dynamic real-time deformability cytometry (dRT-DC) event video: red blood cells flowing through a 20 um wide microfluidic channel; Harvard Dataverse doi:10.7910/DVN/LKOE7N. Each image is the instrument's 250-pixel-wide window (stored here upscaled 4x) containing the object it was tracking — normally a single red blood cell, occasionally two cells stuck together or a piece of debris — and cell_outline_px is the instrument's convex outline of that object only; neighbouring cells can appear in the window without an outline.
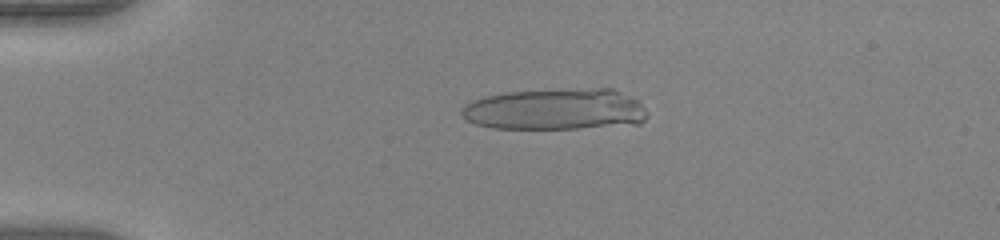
{"species": "human", "species_latin": "Homo sapiens", "temperature_condition": "warm", "stored_images_in_passage": 17, "camera_frame_rate_fps": 3000, "um_per_image_px": 0.085, "donor": {"sex": "female"}, "frame": {"image": 1, "passage_image": 10, "time_ms": 3.0, "image_size_px": [1000, 240], "cell_outline_px": [[648, 116], [640, 124], [580, 128], [492, 128], [476, 124], [464, 120], [460, 112], [472, 100], [484, 96], [508, 92], [596, 88], [612, 88], [632, 96], [648, 112]], "centroid_in_image_um": [47.24, 9.3], "position_along_channel_um": 37.8, "area_um2": 44.74}}